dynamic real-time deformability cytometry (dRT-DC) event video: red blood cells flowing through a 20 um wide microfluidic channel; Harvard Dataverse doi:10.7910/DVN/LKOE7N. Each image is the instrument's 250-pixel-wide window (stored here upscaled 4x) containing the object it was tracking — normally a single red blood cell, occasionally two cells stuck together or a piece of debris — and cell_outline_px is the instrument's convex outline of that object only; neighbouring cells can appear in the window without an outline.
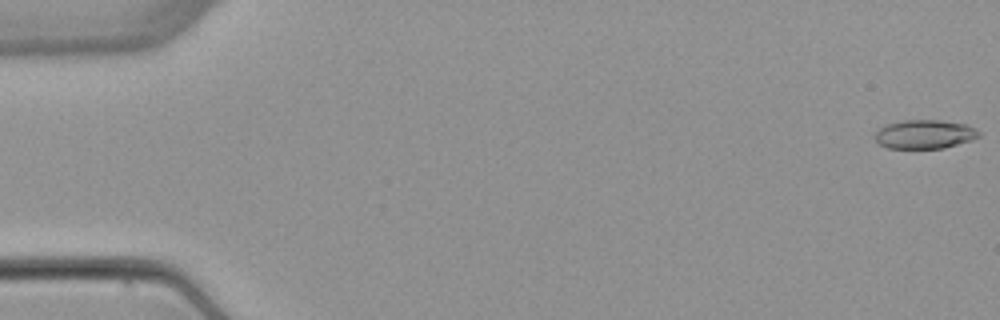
{"species": "common noctule bat (a hibernating species)", "species_latin": "Nyctalus noctula", "temperature_condition": "warm", "stored_images_in_passage": 5, "camera_frame_rate_fps": 3000, "um_per_image_px": 0.085, "animal": {"sex": "female", "body_mass_g": 22.7, "forearm_length_mm": 54.2}, "frame": {"image": 1, "passage_image": 1, "time_ms": 0.0, "image_size_px": [1000, 320], "cell_outline_px": [[980, 136], [972, 140], [944, 148], [888, 148], [880, 144], [876, 140], [876, 132], [884, 124], [900, 120], [940, 120], [964, 124], [980, 132]], "centroid_in_image_um": [78.58, 11.4], "position_along_channel_um": 6.4, "area_um2": 17.4}}
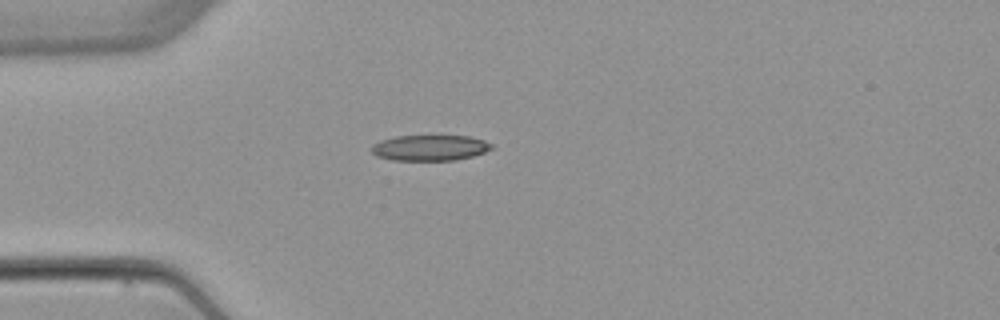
{"frame": {"image": 2, "passage_image": 5, "time_ms": 4.667, "image_size_px": [1000, 320], "cell_outline_px": [[492, 148], [484, 152], [472, 156], [456, 160], [392, 160], [376, 156], [372, 152], [372, 144], [380, 140], [396, 136], [468, 136], [484, 140], [492, 144]], "centroid_in_image_um": [36.52, 12.56], "position_along_channel_um": 48.5, "area_um2": 17.92}}